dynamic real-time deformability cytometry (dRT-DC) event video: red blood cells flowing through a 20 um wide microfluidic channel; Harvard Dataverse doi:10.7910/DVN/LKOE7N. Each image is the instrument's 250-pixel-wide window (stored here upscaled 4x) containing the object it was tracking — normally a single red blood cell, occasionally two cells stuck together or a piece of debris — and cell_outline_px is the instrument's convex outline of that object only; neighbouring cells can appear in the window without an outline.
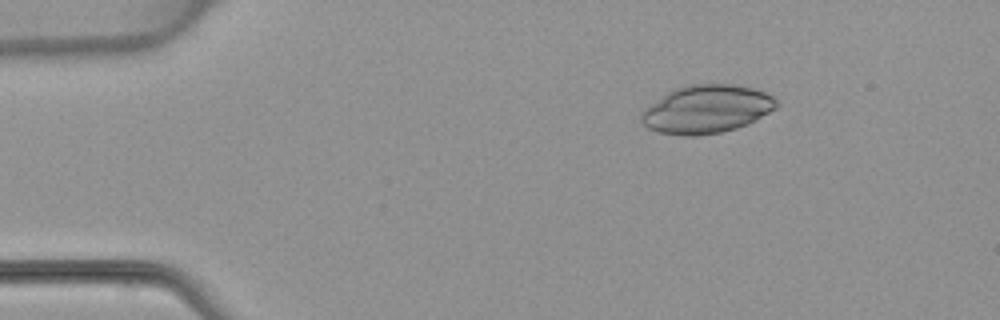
{"species": "common noctule bat (a hibernating species)", "species_latin": "Nyctalus noctula", "temperature_condition": "warm", "stored_images_in_passage": 3, "camera_frame_rate_fps": 3000, "um_per_image_px": 0.085, "animal": {"sex": "female", "body_mass_g": 22.7, "forearm_length_mm": 54.2}, "frame": {"image": 1, "passage_image": 2, "time_ms": 1.333, "image_size_px": [1000, 320], "cell_outline_px": [[780, 104], [776, 108], [748, 124], [736, 128], [720, 132], [696, 136], [684, 136], [660, 132], [648, 128], [640, 120], [640, 116], [644, 108], [668, 92], [676, 88], [692, 84], [732, 84], [752, 88], [764, 92], [772, 96]], "centroid_in_image_um": [60.06, 9.28], "position_along_channel_um": 24.9, "area_um2": 37.74}}